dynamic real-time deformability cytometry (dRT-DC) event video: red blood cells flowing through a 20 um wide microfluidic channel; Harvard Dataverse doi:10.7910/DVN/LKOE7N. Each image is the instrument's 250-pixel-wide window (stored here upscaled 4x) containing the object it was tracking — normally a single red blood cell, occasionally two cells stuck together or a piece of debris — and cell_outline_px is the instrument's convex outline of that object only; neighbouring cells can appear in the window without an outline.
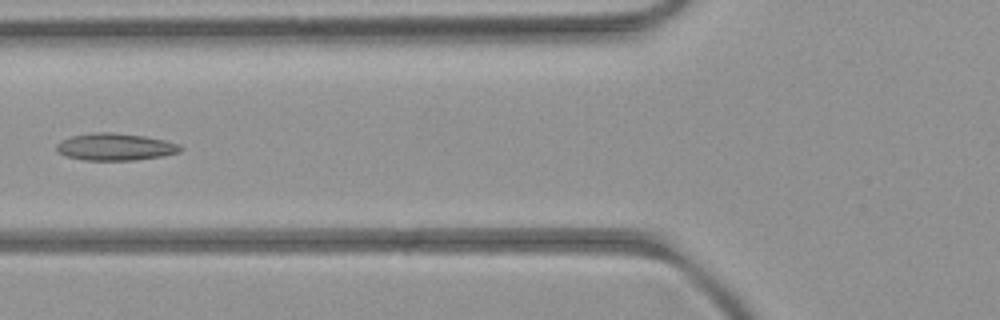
{"species": "common noctule bat (a hibernating species)", "species_latin": "Nyctalus noctula", "temperature_condition": "room temperature", "stored_images_in_passage": 6, "camera_frame_rate_fps": 3000, "um_per_image_px": 0.085, "animal": {"sex": "female", "body_mass_g": 21.9}, "frame": {"image": 1, "passage_image": 5, "time_ms": 5.333, "image_size_px": [1000, 320], "cell_outline_px": [[184, 148], [180, 152], [160, 156], [136, 160], [84, 160], [64, 156], [56, 152], [56, 144], [60, 140], [72, 136], [96, 132], [112, 132], [144, 136], [164, 140], [180, 144]], "centroid_in_image_um": [9.77, 12.48], "position_along_channel_um": 116.0, "area_um2": 19.71}}
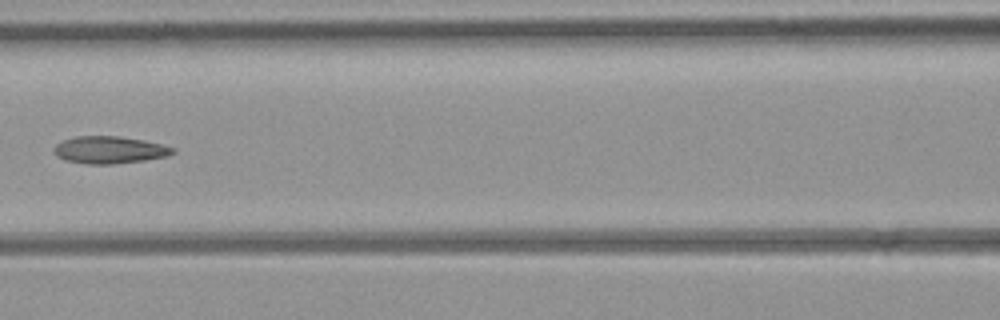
{"frame": {"image": 2, "passage_image": 6, "time_ms": 6.333, "image_size_px": [1000, 320], "cell_outline_px": [[176, 152], [168, 156], [144, 160], [112, 164], [84, 164], [64, 160], [56, 156], [52, 148], [56, 144], [64, 140], [76, 136], [120, 136], [144, 140], [176, 148]], "centroid_in_image_um": [9.29, 12.74], "position_along_channel_um": 157.3, "area_um2": 19.02}}